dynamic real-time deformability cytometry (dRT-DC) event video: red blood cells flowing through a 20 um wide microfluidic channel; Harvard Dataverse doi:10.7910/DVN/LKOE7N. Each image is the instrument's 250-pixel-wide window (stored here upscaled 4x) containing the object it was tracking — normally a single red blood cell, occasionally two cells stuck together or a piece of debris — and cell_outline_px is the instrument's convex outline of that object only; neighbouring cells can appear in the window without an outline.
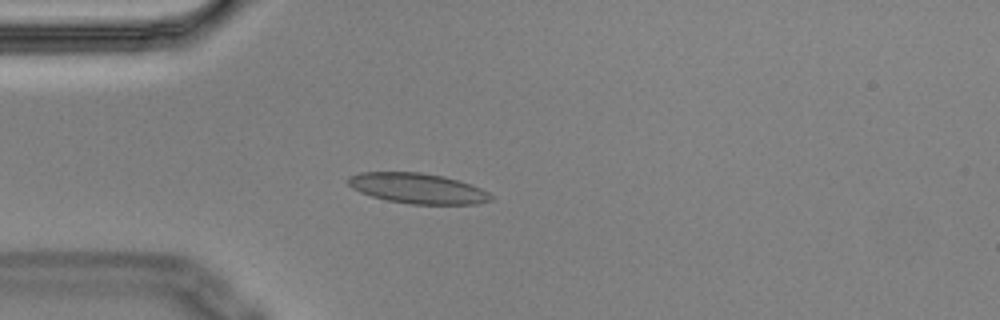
{"species": "Egyptian fruit bat (a non-hibernating species)", "species_latin": "Rousettus aegyptiacus", "temperature_condition": "cold", "stored_images_in_passage": 3, "camera_frame_rate_fps": 3000, "um_per_image_px": 0.085, "animal": {"sex": "male"}, "frame": {"image": 1, "passage_image": 3, "time_ms": 0.667, "image_size_px": [1000, 320], "cell_outline_px": [[492, 200], [476, 204], [412, 204], [388, 200], [372, 196], [360, 192], [352, 188], [344, 180], [348, 176], [360, 172], [420, 172], [444, 176], [480, 188], [488, 192], [492, 196]], "centroid_in_image_um": [35.45, 16.0], "position_along_channel_um": 49.6, "area_um2": 25.14}}